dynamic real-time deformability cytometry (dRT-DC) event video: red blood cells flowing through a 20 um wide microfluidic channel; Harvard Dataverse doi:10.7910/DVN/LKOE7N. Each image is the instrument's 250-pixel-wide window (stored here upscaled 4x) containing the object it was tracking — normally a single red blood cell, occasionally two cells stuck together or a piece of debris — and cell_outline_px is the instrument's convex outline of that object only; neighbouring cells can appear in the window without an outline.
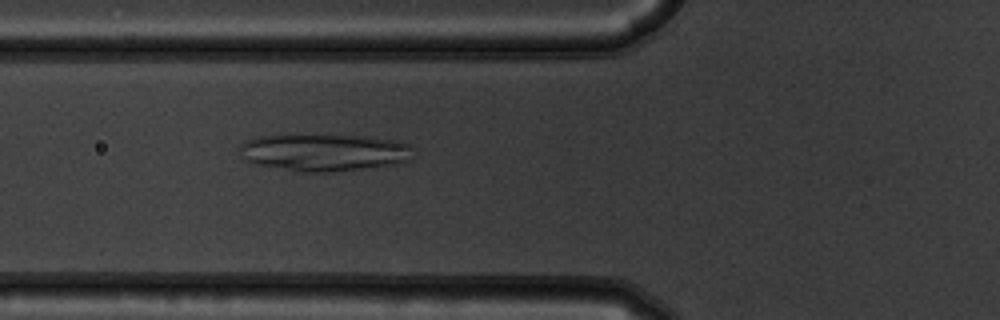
{"species": "common noctule bat (a hibernating species)", "species_latin": "Nyctalus noctula", "temperature_condition": "warm", "stored_images_in_passage": 49, "camera_frame_rate_fps": 3000, "um_per_image_px": 0.085, "animal": {"sex": "male", "body_mass_g": 19.5, "forearm_length_mm": 54.6}, "frame": {"image": 1, "passage_image": 15, "time_ms": 4.667, "image_size_px": [1000, 320], "cell_outline_px": [[412, 148], [408, 160], [400, 164], [332, 172], [296, 172], [256, 164], [244, 160], [240, 156], [236, 148], [244, 140], [260, 136], [280, 132], [364, 136], [400, 140], [408, 144]], "centroid_in_image_um": [27.43, 12.91], "position_along_channel_um": 98.4, "area_um2": 39.36}}
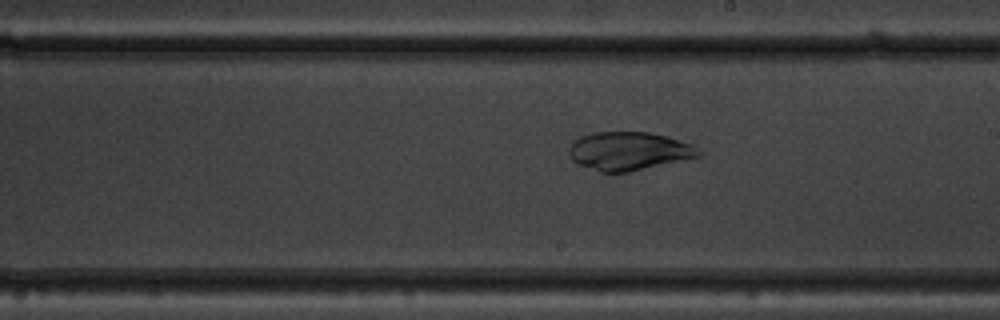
{"frame": {"image": 2, "passage_image": 26, "time_ms": 8.333, "image_size_px": [1000, 320], "cell_outline_px": [[704, 152], [700, 156], [628, 172], [600, 172], [576, 164], [572, 160], [568, 152], [568, 148], [580, 136], [592, 132], [648, 132], [668, 136], [692, 144]], "centroid_in_image_um": [53.45, 12.83], "position_along_channel_um": 235.6, "area_um2": 29.07}}
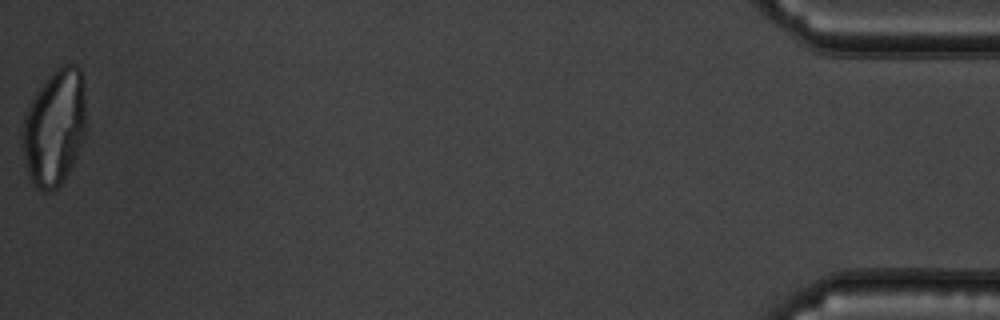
{"frame": {"image": 3, "passage_image": 49, "time_ms": 16.0, "image_size_px": [1000, 320], "cell_outline_px": [[84, 136], [76, 156], [64, 180], [52, 192], [44, 192], [32, 184], [28, 176], [20, 144], [20, 136], [24, 116], [36, 92], [48, 76], [56, 68], [64, 64], [76, 64], [80, 68], [84, 84]], "centroid_in_image_um": [4.59, 10.85], "position_along_channel_um": 430.6, "area_um2": 43.41}}